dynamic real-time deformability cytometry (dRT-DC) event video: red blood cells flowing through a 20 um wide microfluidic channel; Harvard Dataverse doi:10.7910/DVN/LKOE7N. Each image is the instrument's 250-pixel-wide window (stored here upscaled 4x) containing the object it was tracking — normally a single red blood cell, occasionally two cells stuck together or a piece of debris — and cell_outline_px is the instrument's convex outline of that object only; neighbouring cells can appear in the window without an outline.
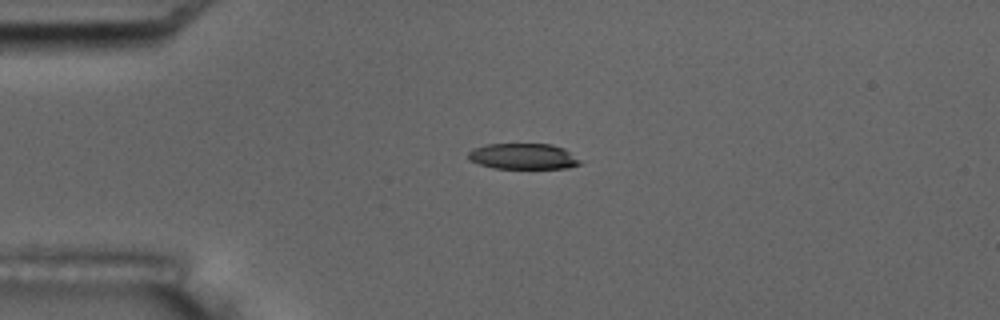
{"species": "common noctule bat (a hibernating species)", "species_latin": "Nyctalus noctula", "temperature_condition": "room temperature", "stored_images_in_passage": 4, "camera_frame_rate_fps": 3000, "um_per_image_px": 0.085, "animal": {"sex": "male", "body_mass_g": 17.5, "forearm_length_mm": 52.3}, "frame": {"image": 1, "passage_image": 2, "time_ms": 1.0, "image_size_px": [1000, 320], "cell_outline_px": [[580, 164], [568, 168], [492, 168], [468, 160], [468, 152], [472, 148], [488, 144], [552, 144], [564, 148], [580, 160]], "centroid_in_image_um": [44.44, 13.28], "position_along_channel_um": 40.6, "area_um2": 16.82}}